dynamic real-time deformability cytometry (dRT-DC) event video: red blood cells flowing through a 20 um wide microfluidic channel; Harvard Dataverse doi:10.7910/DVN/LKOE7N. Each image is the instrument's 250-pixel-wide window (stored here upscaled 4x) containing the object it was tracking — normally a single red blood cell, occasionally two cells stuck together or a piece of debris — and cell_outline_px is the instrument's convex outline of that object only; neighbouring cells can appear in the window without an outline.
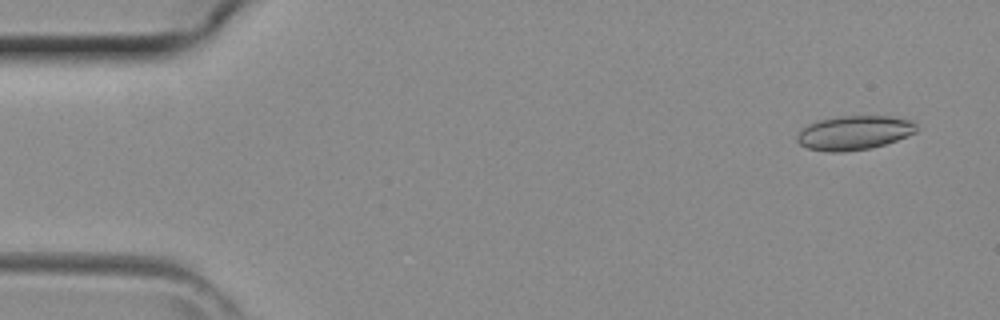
{"species": "common noctule bat (a hibernating species)", "species_latin": "Nyctalus noctula", "temperature_condition": "room temperature", "stored_images_in_passage": 44, "camera_frame_rate_fps": 3000, "um_per_image_px": 0.085, "animal": {"sex": "female", "body_mass_g": 29.2, "forearm_length_mm": 56.3}, "frame": {"image": 1, "passage_image": 3, "time_ms": 0.667, "image_size_px": [1000, 320], "cell_outline_px": [[916, 132], [896, 140], [884, 144], [868, 148], [844, 152], [828, 152], [808, 148], [800, 144], [796, 140], [796, 136], [808, 124], [820, 120], [840, 116], [888, 116], [912, 120], [916, 124]], "centroid_in_image_um": [72.59, 11.28], "position_along_channel_um": 12.4, "area_um2": 23.52}}
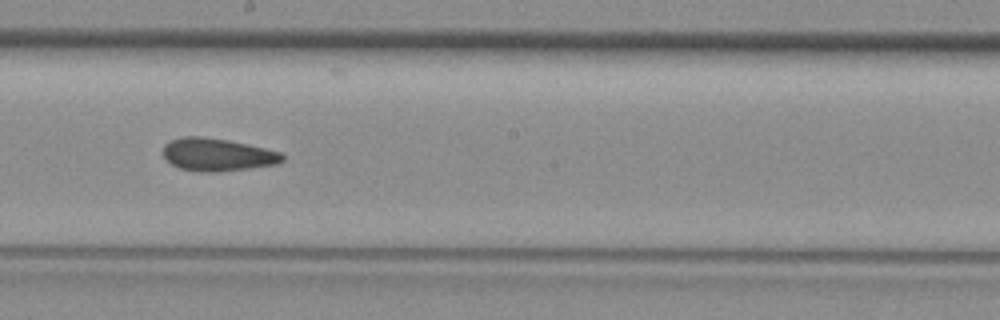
{"frame": {"image": 2, "passage_image": 24, "time_ms": 7.667, "image_size_px": [1000, 320], "cell_outline_px": [[284, 160], [276, 164], [248, 168], [216, 172], [200, 172], [180, 168], [172, 164], [164, 156], [164, 144], [168, 140], [184, 136], [200, 136], [228, 140], [248, 144], [280, 152], [284, 156]], "centroid_in_image_um": [18.46, 13.14], "position_along_channel_um": 229.7, "area_um2": 22.66}}
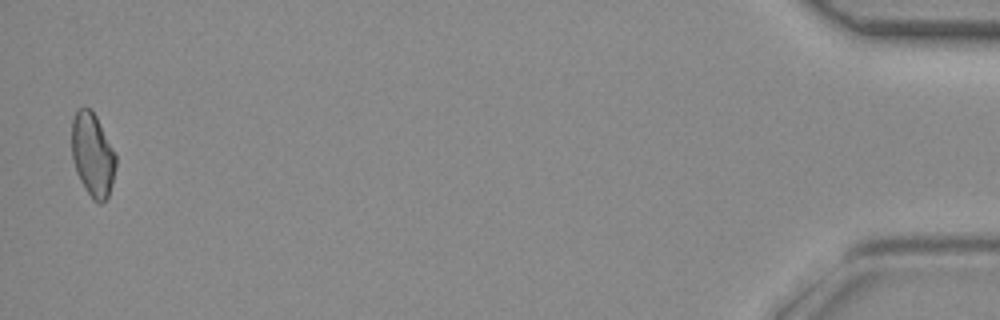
{"frame": {"image": 3, "passage_image": 43, "time_ms": 14.0, "image_size_px": [1000, 320], "cell_outline_px": [[116, 168], [112, 184], [108, 196], [100, 204], [96, 204], [92, 200], [80, 180], [76, 172], [72, 160], [72, 120], [76, 112], [80, 108], [88, 108], [96, 116], [116, 156]], "centroid_in_image_um": [7.87, 13.21], "position_along_channel_um": 427.3, "area_um2": 21.33}}